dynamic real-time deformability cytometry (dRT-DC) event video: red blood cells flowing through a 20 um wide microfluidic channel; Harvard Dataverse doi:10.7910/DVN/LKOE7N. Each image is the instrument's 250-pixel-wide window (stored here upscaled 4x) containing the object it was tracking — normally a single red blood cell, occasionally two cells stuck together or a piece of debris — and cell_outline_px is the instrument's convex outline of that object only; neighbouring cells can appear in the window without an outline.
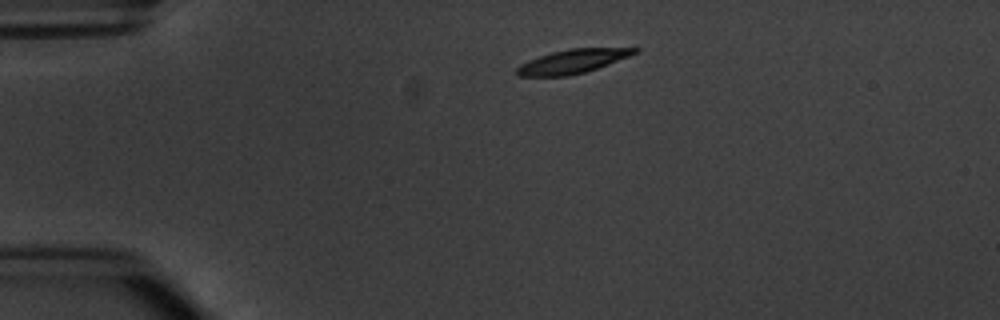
{"species": "common noctule bat (a hibernating species)", "species_latin": "Nyctalus noctula", "temperature_condition": "warm", "stored_images_in_passage": 2, "camera_frame_rate_fps": 3000, "um_per_image_px": 0.085, "animal": {"sex": "male", "body_mass_g": 20.1, "forearm_length_mm": 53.5}, "frame": {"image": 1, "passage_image": 1, "time_ms": 0.0, "image_size_px": [1000, 320], "cell_outline_px": [[640, 52], [608, 64], [584, 72], [568, 76], [516, 76], [516, 68], [520, 64], [528, 60], [552, 52], [572, 48], [640, 48]], "centroid_in_image_um": [48.66, 5.22], "position_along_channel_um": 36.3, "area_um2": 16.3}}